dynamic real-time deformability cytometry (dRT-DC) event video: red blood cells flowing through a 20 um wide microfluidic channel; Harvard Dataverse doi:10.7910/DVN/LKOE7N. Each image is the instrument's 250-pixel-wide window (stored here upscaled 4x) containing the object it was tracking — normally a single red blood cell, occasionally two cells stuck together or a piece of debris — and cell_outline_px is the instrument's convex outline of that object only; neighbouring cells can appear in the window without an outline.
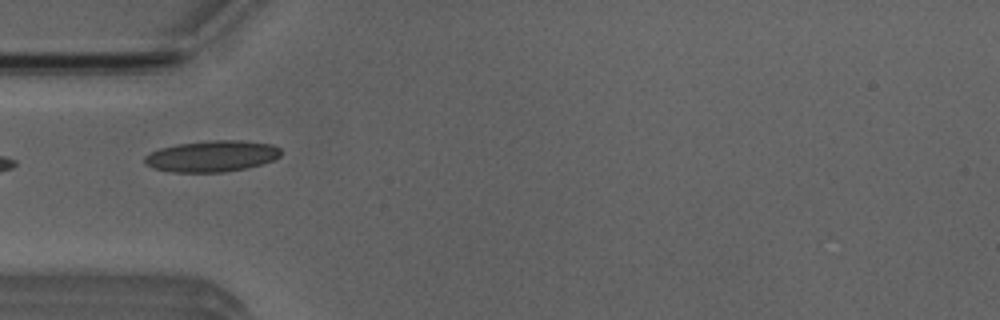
{"species": "Egyptian fruit bat (a non-hibernating species)", "species_latin": "Rousettus aegyptiacus", "temperature_condition": "room temperature", "stored_images_in_passage": 5, "camera_frame_rate_fps": 3000, "um_per_image_px": 0.085, "animal": {"sex": "male"}, "frame": {"image": 1, "passage_image": 5, "time_ms": 5.667, "image_size_px": [1000, 320], "cell_outline_px": [[280, 156], [272, 160], [248, 168], [224, 172], [172, 172], [156, 168], [144, 164], [144, 156], [160, 148], [176, 144], [208, 140], [240, 140], [272, 144], [280, 148]], "centroid_in_image_um": [18.0, 13.27], "position_along_channel_um": 67.0, "area_um2": 24.8}}